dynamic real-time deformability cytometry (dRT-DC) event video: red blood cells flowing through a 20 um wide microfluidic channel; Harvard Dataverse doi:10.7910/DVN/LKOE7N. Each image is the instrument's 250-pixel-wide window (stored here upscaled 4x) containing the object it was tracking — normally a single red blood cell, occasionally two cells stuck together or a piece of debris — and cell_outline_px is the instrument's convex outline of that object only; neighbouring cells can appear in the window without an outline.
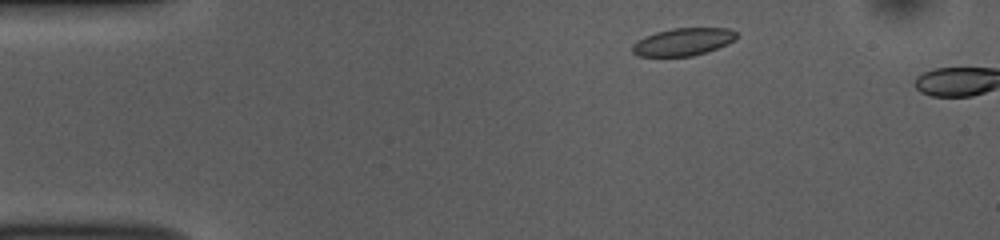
{"species": "common noctule bat (a hibernating species)", "species_latin": "Nyctalus noctula", "temperature_condition": "room temperature", "stored_images_in_passage": 6, "camera_frame_rate_fps": 3000, "um_per_image_px": 0.085, "animal": {"sex": "female", "body_mass_g": 10.0, "forearm_length_mm": 53.1}, "frame": {"image": 1, "passage_image": 4, "time_ms": 1.0, "image_size_px": [1000, 240], "cell_outline_px": [[736, 40], [728, 44], [692, 56], [636, 56], [632, 52], [632, 44], [636, 40], [644, 36], [656, 32], [672, 28], [728, 28], [736, 32]], "centroid_in_image_um": [58.03, 3.55], "position_along_channel_um": 27.0, "area_um2": 16.76}}